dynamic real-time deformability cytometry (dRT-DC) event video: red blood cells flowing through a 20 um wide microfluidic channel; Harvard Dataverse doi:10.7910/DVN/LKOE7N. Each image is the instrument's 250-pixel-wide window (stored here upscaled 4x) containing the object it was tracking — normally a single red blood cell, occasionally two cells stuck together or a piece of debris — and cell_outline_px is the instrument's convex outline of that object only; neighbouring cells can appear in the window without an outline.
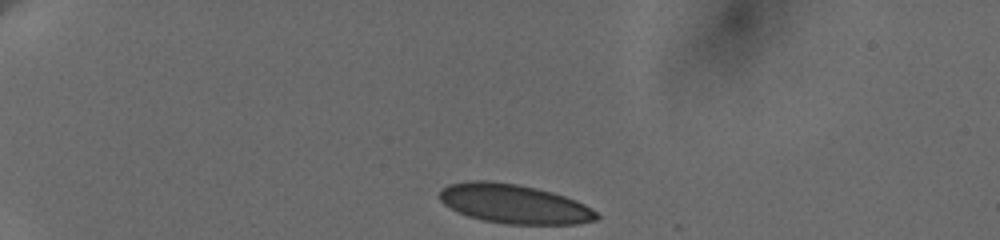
{"species": "human", "species_latin": "Homo sapiens", "temperature_condition": "cold", "stored_images_in_passage": 5, "camera_frame_rate_fps": 3000, "um_per_image_px": 0.085, "donor": {"sex": "female"}, "frame": {"image": 1, "passage_image": 1, "time_ms": 0.0, "image_size_px": [1000, 240], "cell_outline_px": [[600, 216], [596, 220], [576, 224], [504, 224], [484, 220], [468, 216], [444, 204], [440, 200], [440, 192], [448, 184], [472, 180], [488, 180], [516, 184], [536, 188], [552, 192], [576, 200], [584, 204], [596, 212]], "centroid_in_image_um": [43.71, 17.33], "position_along_channel_um": 41.3, "area_um2": 35.66}}
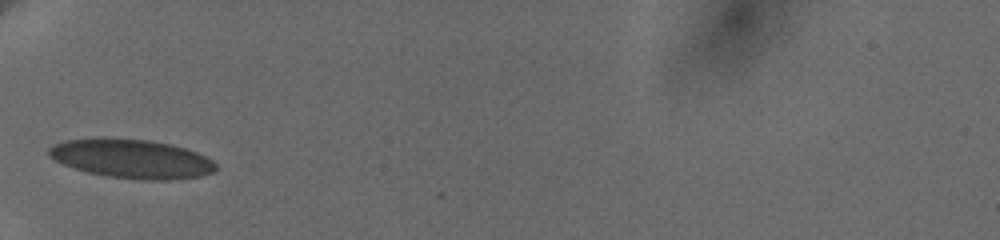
{"frame": {"image": 2, "passage_image": 4, "time_ms": 2.667, "image_size_px": [1000, 240], "cell_outline_px": [[216, 168], [212, 172], [200, 176], [168, 180], [152, 180], [108, 176], [88, 172], [64, 164], [48, 156], [48, 148], [52, 144], [68, 140], [104, 136], [148, 140], [172, 144], [196, 152], [212, 160], [216, 164]], "centroid_in_image_um": [11.16, 13.46], "position_along_channel_um": 73.8, "area_um2": 37.92}}